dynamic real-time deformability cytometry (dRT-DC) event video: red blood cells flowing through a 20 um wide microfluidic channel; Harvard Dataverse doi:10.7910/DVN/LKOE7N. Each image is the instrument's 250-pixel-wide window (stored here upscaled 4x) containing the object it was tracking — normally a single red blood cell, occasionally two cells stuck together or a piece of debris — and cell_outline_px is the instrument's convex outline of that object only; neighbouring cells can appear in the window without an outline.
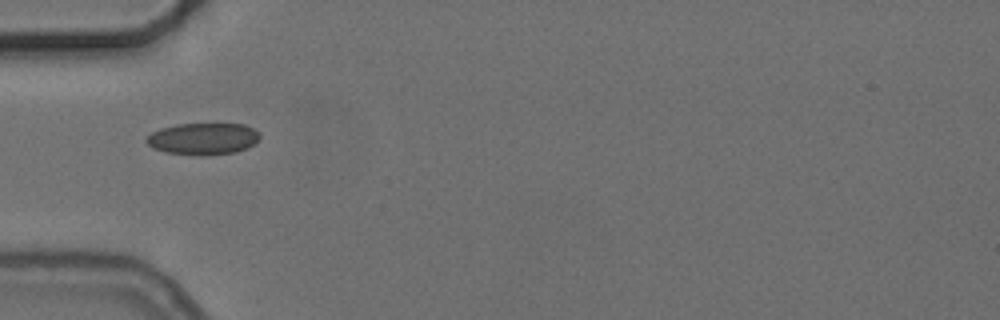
{"species": "common noctule bat (a hibernating species)", "species_latin": "Nyctalus noctula", "temperature_condition": "cold", "stored_images_in_passage": 32, "camera_frame_rate_fps": 3000, "um_per_image_px": 0.085, "animal": {"sex": "female", "body_mass_g": 24.6, "forearm_length_mm": 56.2}, "frame": {"image": 1, "passage_image": 1, "time_ms": 0.0, "image_size_px": [1000, 320], "cell_outline_px": [[260, 136], [248, 148], [236, 152], [208, 156], [196, 156], [164, 152], [152, 148], [144, 140], [152, 132], [160, 128], [176, 124], [244, 124], [260, 132]], "centroid_in_image_um": [17.24, 11.81], "position_along_channel_um": 67.8, "area_um2": 21.27}}
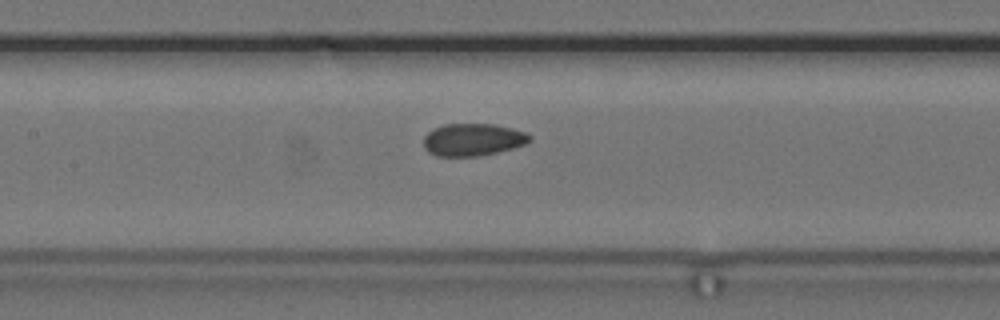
{"frame": {"image": 2, "passage_image": 9, "time_ms": 2.667, "image_size_px": [1000, 320], "cell_outline_px": [[532, 140], [524, 144], [512, 148], [496, 152], [476, 156], [436, 156], [428, 152], [424, 148], [424, 136], [428, 132], [444, 124], [496, 124], [528, 132], [532, 136]], "centroid_in_image_um": [40.21, 11.86], "position_along_channel_um": 167.2, "area_um2": 20.06}}
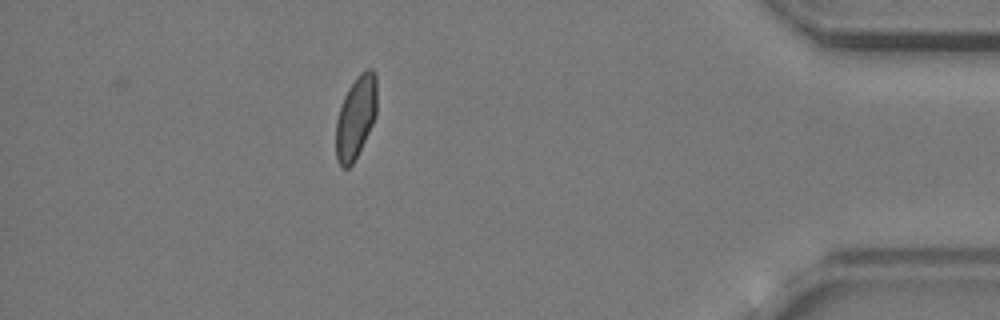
{"frame": {"image": 3, "passage_image": 32, "time_ms": 10.333, "image_size_px": [1000, 320], "cell_outline_px": [[376, 116], [352, 164], [348, 168], [340, 168], [336, 160], [336, 120], [344, 96], [348, 88], [356, 76], [360, 72], [368, 68], [372, 68], [376, 76]], "centroid_in_image_um": [30.23, 9.95], "position_along_channel_um": 405.0, "area_um2": 19.65}, "authors_computed_cell_mechanics": {"area_um2": 20.3456, "velocity_mm_per_s": 3.713, "shape_relaxation_time_tau1_ms": null, "shape_relaxation_time_tau2_ms": 1.3575, "deformation_change_tau1": null, "deformation_change_tau2": 0.049}}